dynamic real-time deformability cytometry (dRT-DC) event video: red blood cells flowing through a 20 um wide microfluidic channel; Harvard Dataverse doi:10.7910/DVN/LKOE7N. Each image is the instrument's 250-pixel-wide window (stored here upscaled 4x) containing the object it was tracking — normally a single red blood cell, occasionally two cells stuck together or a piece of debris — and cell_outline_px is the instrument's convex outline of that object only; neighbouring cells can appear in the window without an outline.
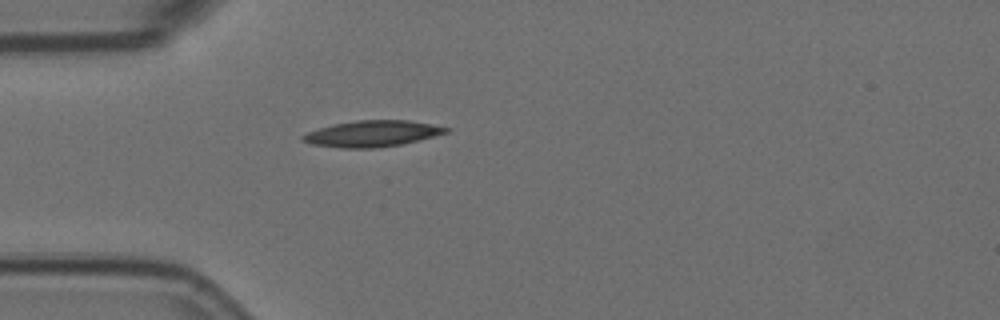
{"species": "Egyptian fruit bat (a non-hibernating species)", "species_latin": "Rousettus aegyptiacus", "temperature_condition": "room temperature", "stored_images_in_passage": 4, "camera_frame_rate_fps": 3000, "um_per_image_px": 0.085, "animal": {"sex": "female"}, "frame": {"image": 1, "passage_image": 4, "time_ms": 1.0, "image_size_px": [1000, 320], "cell_outline_px": [[452, 128], [448, 132], [400, 144], [372, 148], [340, 148], [312, 144], [300, 140], [300, 136], [308, 132], [332, 124], [356, 120], [408, 120]], "centroid_in_image_um": [31.59, 11.35], "position_along_channel_um": 53.4, "area_um2": 21.62}}